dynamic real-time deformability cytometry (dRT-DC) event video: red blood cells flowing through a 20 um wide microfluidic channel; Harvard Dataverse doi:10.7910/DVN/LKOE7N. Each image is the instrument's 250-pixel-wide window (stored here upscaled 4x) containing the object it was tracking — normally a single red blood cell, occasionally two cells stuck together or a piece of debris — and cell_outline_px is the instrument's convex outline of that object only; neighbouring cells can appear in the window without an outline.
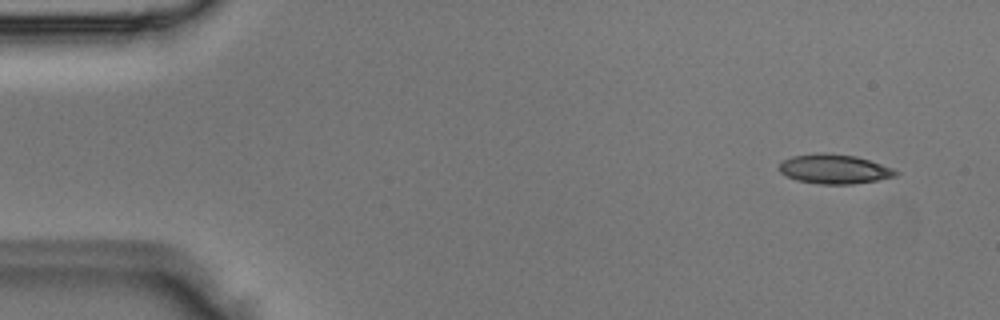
{"species": "Egyptian fruit bat (a non-hibernating species)", "species_latin": "Rousettus aegyptiacus", "temperature_condition": "room temperature", "stored_images_in_passage": 4, "camera_frame_rate_fps": 3000, "um_per_image_px": 0.085, "animal": {"sex": "male"}, "frame": {"image": 1, "passage_image": 1, "time_ms": 0.0, "image_size_px": [1000, 320], "cell_outline_px": [[900, 172], [896, 176], [876, 180], [852, 184], [820, 184], [796, 180], [780, 172], [780, 164], [784, 160], [792, 156], [820, 152], [856, 156], [892, 168]], "centroid_in_image_um": [70.91, 14.37], "position_along_channel_um": 14.1, "area_um2": 19.77}}